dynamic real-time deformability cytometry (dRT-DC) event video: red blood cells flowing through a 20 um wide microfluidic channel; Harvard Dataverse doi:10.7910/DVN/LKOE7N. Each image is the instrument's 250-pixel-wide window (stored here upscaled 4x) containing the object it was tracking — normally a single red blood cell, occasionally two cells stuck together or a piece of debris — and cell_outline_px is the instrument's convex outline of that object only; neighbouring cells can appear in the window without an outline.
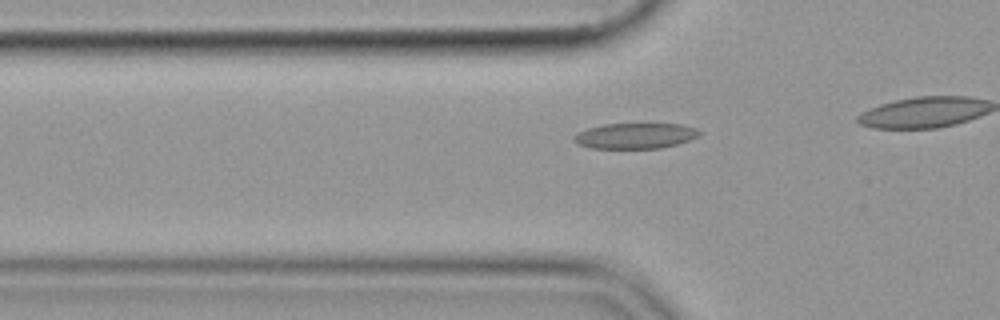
{"species": "common noctule bat (a hibernating species)", "species_latin": "Nyctalus noctula", "temperature_condition": "cold", "stored_images_in_passage": 41, "camera_frame_rate_fps": 3000, "um_per_image_px": 0.085, "animal": {"sex": "female", "body_mass_g": 19.9}, "frame": {"image": 1, "passage_image": 15, "time_ms": 4.667, "image_size_px": [1000, 320], "cell_outline_px": [[704, 132], [700, 136], [676, 144], [660, 148], [592, 148], [576, 144], [572, 140], [572, 136], [588, 128], [604, 124], [684, 124], [696, 128]], "centroid_in_image_um": [54.02, 11.54], "position_along_channel_um": 71.8, "area_um2": 18.79}}
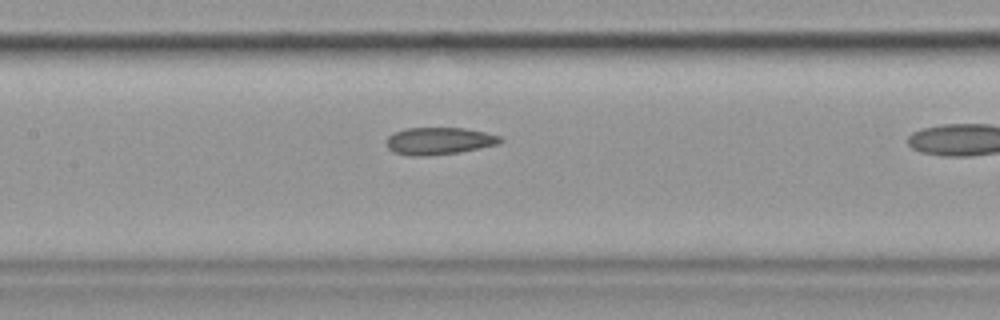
{"frame": {"image": 2, "passage_image": 23, "time_ms": 7.333, "image_size_px": [1000, 320], "cell_outline_px": [[504, 140], [500, 144], [460, 152], [424, 156], [412, 156], [392, 152], [388, 148], [388, 136], [392, 132], [408, 128], [464, 128], [484, 132], [500, 136]], "centroid_in_image_um": [37.33, 11.98], "position_along_channel_um": 170.1, "area_um2": 18.09}}
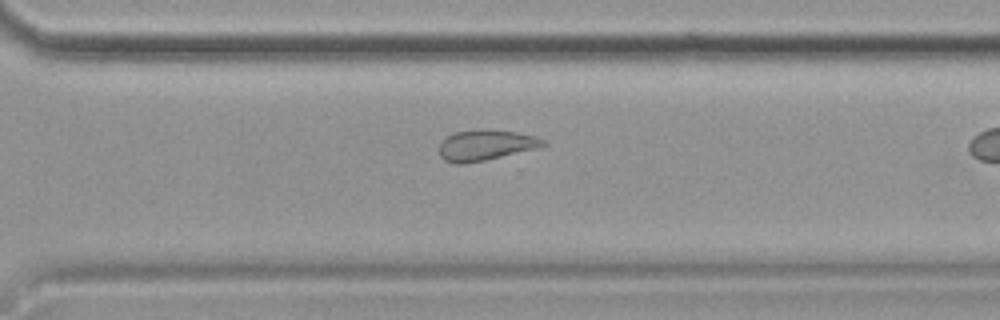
{"frame": {"image": 3, "passage_image": 36, "time_ms": 11.667, "image_size_px": [1000, 320], "cell_outline_px": [[548, 144], [540, 148], [484, 160], [464, 164], [456, 164], [444, 160], [440, 156], [440, 140], [456, 132], [484, 128], [488, 128], [516, 132], [536, 136], [544, 140]], "centroid_in_image_um": [41.3, 12.32], "position_along_channel_um": 329.3, "area_um2": 18.79}}